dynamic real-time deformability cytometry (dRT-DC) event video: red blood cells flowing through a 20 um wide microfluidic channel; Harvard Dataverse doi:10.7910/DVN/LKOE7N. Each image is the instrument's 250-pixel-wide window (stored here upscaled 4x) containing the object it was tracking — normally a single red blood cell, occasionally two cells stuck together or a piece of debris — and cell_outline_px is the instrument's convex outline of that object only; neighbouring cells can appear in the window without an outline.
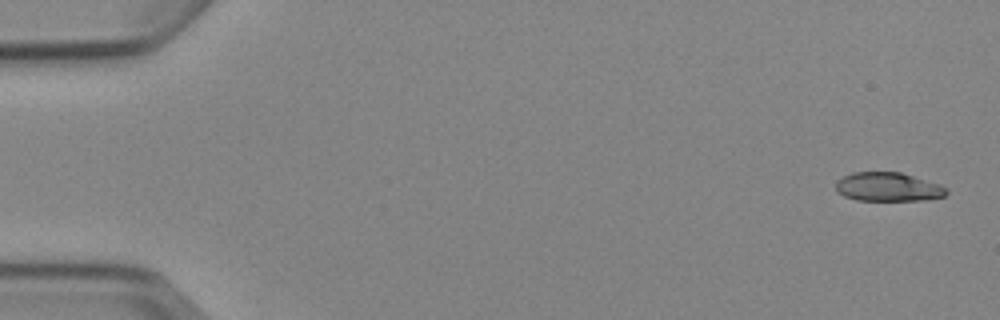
{"species": "Egyptian fruit bat (a non-hibernating species)", "species_latin": "Rousettus aegyptiacus", "temperature_condition": "cold", "stored_images_in_passage": 5, "camera_frame_rate_fps": 3000, "um_per_image_px": 0.085, "animal": {"sex": "female"}, "frame": {"image": 1, "passage_image": 1, "time_ms": 0.0, "image_size_px": [1000, 320], "cell_outline_px": [[948, 192], [944, 196], [924, 200], [856, 200], [844, 196], [836, 192], [836, 180], [852, 172], [900, 172], [940, 184], [948, 188]], "centroid_in_image_um": [75.48, 15.89], "position_along_channel_um": 9.5, "area_um2": 18.67}}
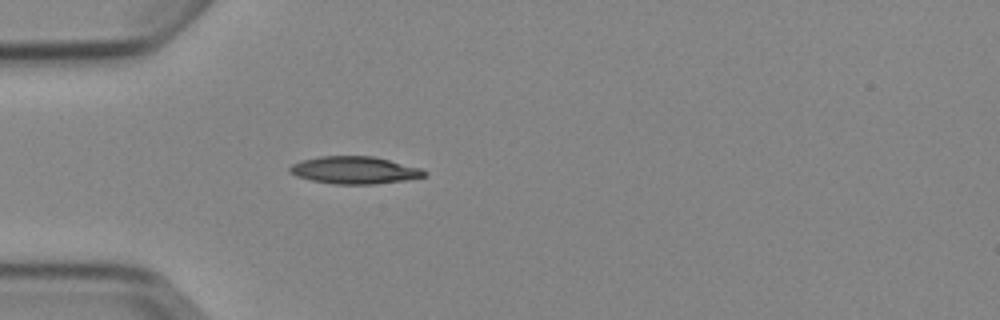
{"frame": {"image": 2, "passage_image": 5, "time_ms": 4.667, "image_size_px": [1000, 320], "cell_outline_px": [[428, 176], [408, 180], [376, 184], [332, 184], [312, 180], [296, 176], [288, 172], [288, 168], [292, 164], [304, 160], [320, 156], [372, 156], [420, 168], [428, 172]], "centroid_in_image_um": [30.15, 14.47], "position_along_channel_um": 54.8, "area_um2": 21.5}}